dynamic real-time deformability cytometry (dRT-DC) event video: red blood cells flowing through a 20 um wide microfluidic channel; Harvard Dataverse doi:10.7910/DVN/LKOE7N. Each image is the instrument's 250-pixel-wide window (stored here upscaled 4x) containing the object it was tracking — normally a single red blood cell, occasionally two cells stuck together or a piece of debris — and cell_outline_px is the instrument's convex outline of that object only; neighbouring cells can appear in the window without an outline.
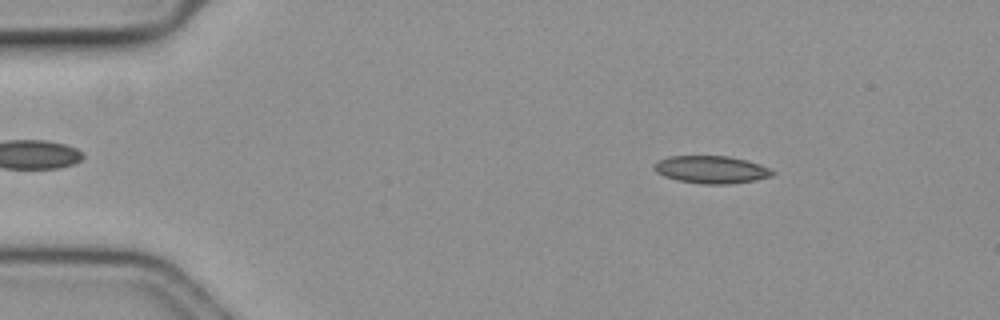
{"species": "common noctule bat (a hibernating species)", "species_latin": "Nyctalus noctula", "temperature_condition": "cold", "stored_images_in_passage": 55, "camera_frame_rate_fps": 3000, "um_per_image_px": 0.085, "animal": {"sex": "female", "body_mass_g": 19.3, "forearm_length_mm": 54.1}, "frame": {"image": 1, "passage_image": 7, "time_ms": 2.0, "image_size_px": [1000, 320], "cell_outline_px": [[776, 172], [772, 176], [756, 180], [728, 184], [704, 184], [680, 180], [664, 176], [656, 172], [656, 160], [668, 156], [728, 156], [760, 164]], "centroid_in_image_um": [60.48, 14.41], "position_along_channel_um": 24.5, "area_um2": 18.79}}
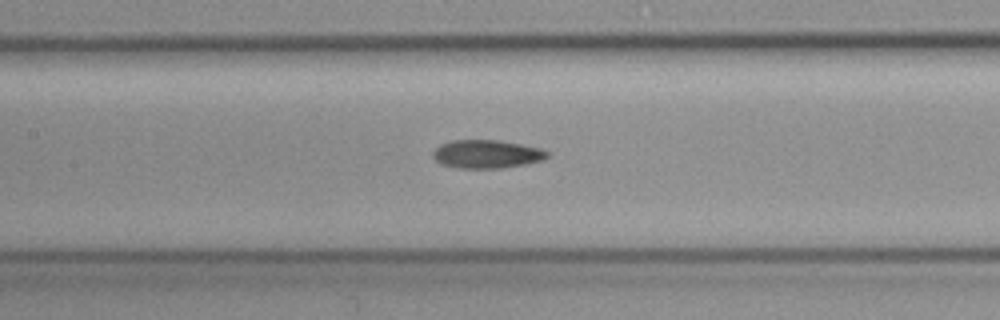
{"frame": {"image": 2, "passage_image": 25, "time_ms": 8.0, "image_size_px": [1000, 320], "cell_outline_px": [[548, 156], [544, 160], [504, 168], [460, 168], [440, 164], [432, 156], [432, 152], [440, 144], [452, 140], [500, 140], [540, 148], [548, 152]], "centroid_in_image_um": [41.35, 13.1], "position_along_channel_um": 166.0, "area_um2": 18.9}}
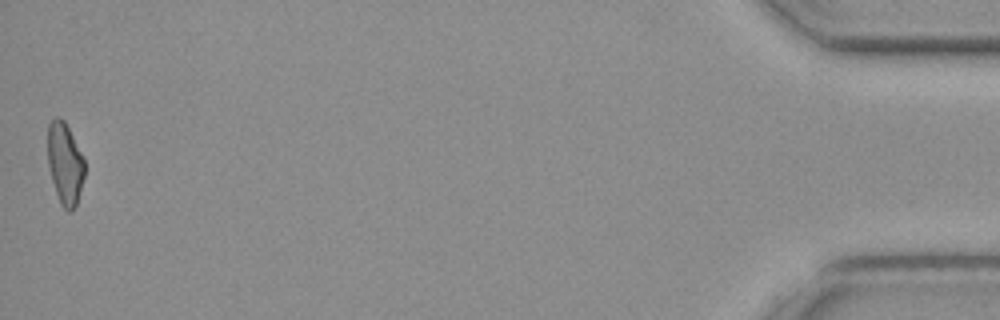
{"frame": {"image": 3, "passage_image": 55, "time_ms": 18.0, "image_size_px": [1000, 320], "cell_outline_px": [[84, 176], [76, 204], [72, 212], [68, 212], [60, 204], [52, 180], [48, 164], [48, 124], [56, 116], [60, 116], [64, 120], [84, 160]], "centroid_in_image_um": [5.5, 13.91], "position_along_channel_um": 429.7, "area_um2": 17.28}, "authors_computed_cell_mechanics": {"area_um2": 18.7272, "velocity_mm_per_s": 3.6373, "shape_relaxation_time_tau1_ms": 5.0328, "shape_relaxation_time_tau2_ms": 5.9877, "deformation_change_tau1": 0.1365, "deformation_change_tau2": 0.1338}}